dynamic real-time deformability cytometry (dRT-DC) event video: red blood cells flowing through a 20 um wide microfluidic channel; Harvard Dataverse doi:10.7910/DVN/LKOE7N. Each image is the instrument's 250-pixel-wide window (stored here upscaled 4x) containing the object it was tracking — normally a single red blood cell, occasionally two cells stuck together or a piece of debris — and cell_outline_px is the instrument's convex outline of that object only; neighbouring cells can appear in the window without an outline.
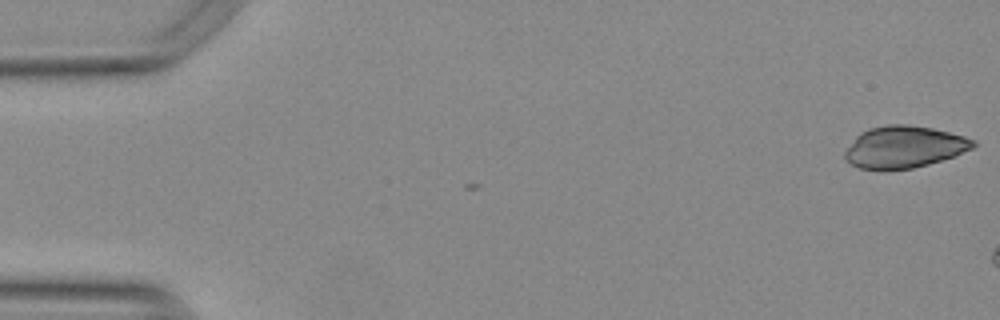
{"species": "Egyptian fruit bat (a non-hibernating species)", "species_latin": "Rousettus aegyptiacus", "temperature_condition": "warm", "stored_images_in_passage": 4, "camera_frame_rate_fps": 3000, "um_per_image_px": 0.085, "animal": {"sex": "female"}, "frame": {"image": 1, "passage_image": 1, "time_ms": 0.0, "image_size_px": [1000, 320], "cell_outline_px": [[976, 144], [972, 148], [956, 156], [928, 164], [912, 168], [888, 172], [880, 172], [860, 168], [844, 160], [844, 152], [856, 136], [860, 132], [868, 128], [888, 124], [908, 124], [932, 128], [964, 136], [976, 140]], "centroid_in_image_um": [76.82, 12.52], "position_along_channel_um": 8.2, "area_um2": 31.96}}